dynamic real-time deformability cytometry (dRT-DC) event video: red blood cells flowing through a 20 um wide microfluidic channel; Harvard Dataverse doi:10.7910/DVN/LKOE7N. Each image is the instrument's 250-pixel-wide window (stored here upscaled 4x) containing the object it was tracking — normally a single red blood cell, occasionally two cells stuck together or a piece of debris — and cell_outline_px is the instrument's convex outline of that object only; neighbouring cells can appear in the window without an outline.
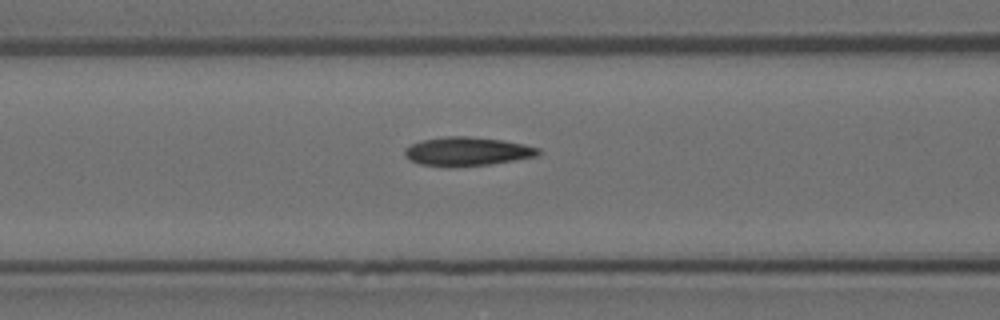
{"species": "Egyptian fruit bat (a non-hibernating species)", "species_latin": "Rousettus aegyptiacus", "temperature_condition": "room temperature", "stored_images_in_passage": 5, "camera_frame_rate_fps": 3000, "um_per_image_px": 0.085, "animal": {"sex": "female"}, "frame": {"image": 1, "passage_image": 3, "time_ms": 0.667, "image_size_px": [1000, 320], "cell_outline_px": [[540, 152], [536, 156], [516, 160], [488, 164], [420, 164], [408, 160], [404, 156], [404, 148], [420, 140], [448, 136], [468, 136], [504, 140], [524, 144], [540, 148]], "centroid_in_image_um": [39.72, 12.83], "position_along_channel_um": 126.9, "area_um2": 21.73}}